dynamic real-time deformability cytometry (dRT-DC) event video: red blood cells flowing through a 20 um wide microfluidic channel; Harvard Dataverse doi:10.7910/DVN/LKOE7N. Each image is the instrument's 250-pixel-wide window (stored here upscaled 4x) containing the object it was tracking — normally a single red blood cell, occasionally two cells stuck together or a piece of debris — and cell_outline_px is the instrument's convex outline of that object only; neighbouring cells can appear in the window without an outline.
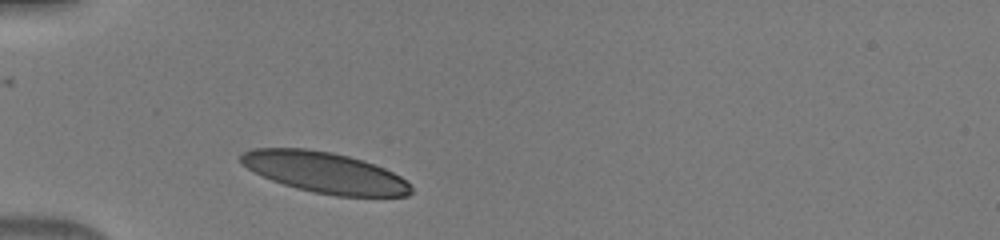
{"species": "human", "species_latin": "Homo sapiens", "temperature_condition": "warm", "stored_images_in_passage": 1, "camera_frame_rate_fps": 3000, "um_per_image_px": 0.085, "donor": {"sex": "male"}, "frame": {"image": 1, "passage_image": 1, "time_ms": 0.0, "image_size_px": [1000, 240], "cell_outline_px": [[412, 192], [408, 196], [336, 196], [312, 192], [296, 188], [272, 180], [248, 168], [240, 160], [240, 156], [244, 152], [252, 148], [308, 148], [332, 152], [364, 160], [384, 168], [400, 176], [412, 184]], "centroid_in_image_um": [27.65, 14.66], "position_along_channel_um": 57.4, "area_um2": 40.46}}